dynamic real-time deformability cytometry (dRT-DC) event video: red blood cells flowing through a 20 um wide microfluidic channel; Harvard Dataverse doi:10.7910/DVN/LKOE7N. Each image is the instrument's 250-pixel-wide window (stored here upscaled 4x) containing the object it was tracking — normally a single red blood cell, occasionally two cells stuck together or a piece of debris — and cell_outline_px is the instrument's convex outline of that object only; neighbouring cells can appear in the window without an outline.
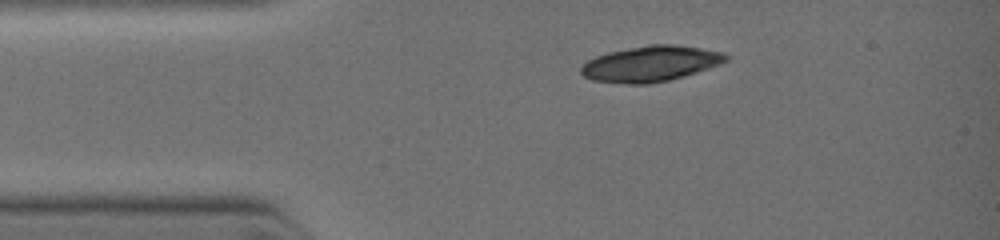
{"species": "common noctule bat (a hibernating species)", "species_latin": "Nyctalus noctula", "temperature_condition": "warm", "stored_images_in_passage": 3, "camera_frame_rate_fps": 3000, "um_per_image_px": 0.085, "animal": {"sex": "female", "body_mass_g": 19.0, "forearm_length_mm": 51.5}, "frame": {"image": 1, "passage_image": 1, "time_ms": 0.0, "image_size_px": [1000, 240], "cell_outline_px": [[728, 60], [720, 64], [684, 76], [668, 80], [648, 84], [628, 84], [592, 80], [584, 76], [580, 72], [580, 68], [588, 60], [596, 56], [608, 52], [648, 44], [672, 44], [700, 48], [724, 52], [728, 56]], "centroid_in_image_um": [55.3, 5.41], "position_along_channel_um": 29.7, "area_um2": 30.0}}